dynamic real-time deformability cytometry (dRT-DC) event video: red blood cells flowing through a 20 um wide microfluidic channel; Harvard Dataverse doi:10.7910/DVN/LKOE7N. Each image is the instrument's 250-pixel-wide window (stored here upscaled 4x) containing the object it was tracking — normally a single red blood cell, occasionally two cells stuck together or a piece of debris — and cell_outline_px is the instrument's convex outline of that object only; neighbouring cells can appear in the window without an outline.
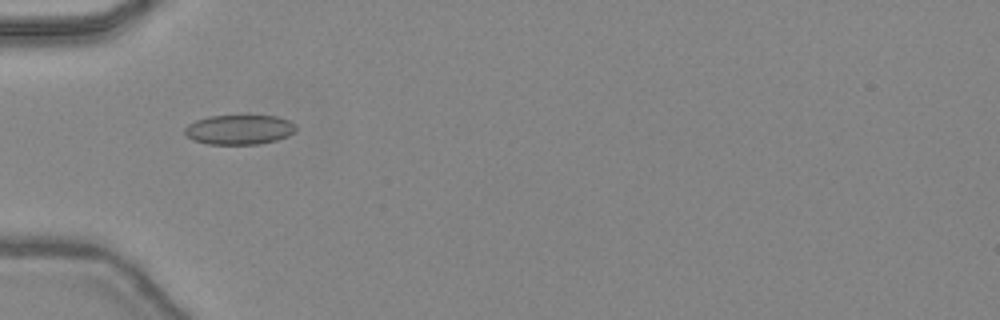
{"species": "common noctule bat (a hibernating species)", "species_latin": "Nyctalus noctula", "temperature_condition": "warm", "stored_images_in_passage": 48, "camera_frame_rate_fps": 3000, "um_per_image_px": 0.085, "animal": {"sex": "female", "body_mass_g": 24.6, "forearm_length_mm": 56.2}, "frame": {"image": 1, "passage_image": 17, "time_ms": 5.333, "image_size_px": [1000, 320], "cell_outline_px": [[296, 132], [288, 136], [276, 140], [260, 144], [208, 144], [192, 140], [184, 132], [184, 128], [188, 124], [196, 120], [208, 116], [276, 116], [288, 120], [296, 124]], "centroid_in_image_um": [20.35, 11.02], "position_along_channel_um": 64.7, "area_um2": 19.31}}
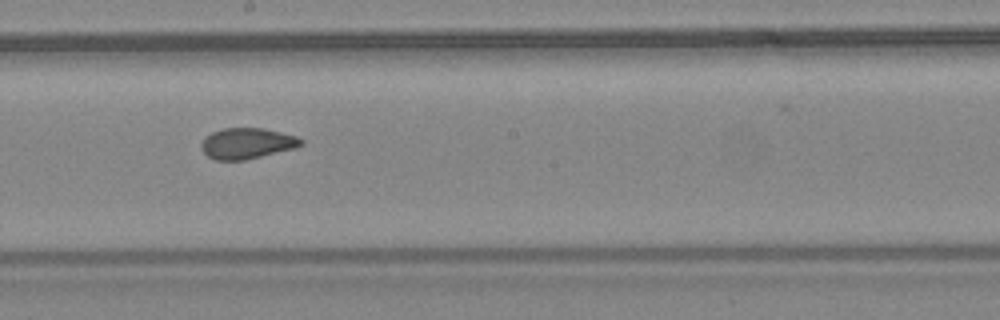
{"frame": {"image": 2, "passage_image": 28, "time_ms": 9.0, "image_size_px": [1000, 320], "cell_outline_px": [[304, 144], [296, 148], [244, 160], [216, 160], [208, 156], [200, 148], [200, 144], [212, 132], [224, 128], [264, 128], [296, 136], [304, 140]], "centroid_in_image_um": [21.02, 12.19], "position_along_channel_um": 227.2, "area_um2": 17.86}}
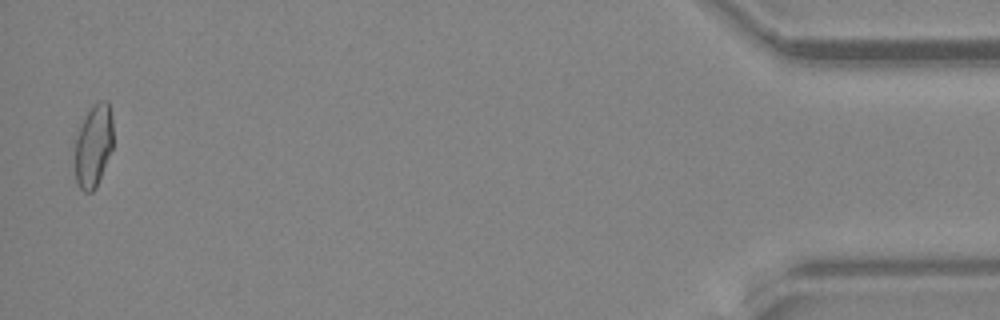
{"frame": {"image": 3, "passage_image": 47, "time_ms": 15.333, "image_size_px": [1000, 320], "cell_outline_px": [[112, 148], [96, 188], [92, 192], [84, 192], [76, 184], [76, 136], [88, 112], [100, 100], [108, 100], [112, 120]], "centroid_in_image_um": [7.96, 12.42], "position_along_channel_um": 427.2, "area_um2": 17.98}, "authors_computed_cell_mechanics": {"area_um2": 18.5538, "velocity_mm_per_s": 4.4968, "shape_relaxation_time_tau1_ms": null, "shape_relaxation_time_tau2_ms": 0.9433, "deformation_change_tau1": null, "deformation_change_tau2": 0.071}}